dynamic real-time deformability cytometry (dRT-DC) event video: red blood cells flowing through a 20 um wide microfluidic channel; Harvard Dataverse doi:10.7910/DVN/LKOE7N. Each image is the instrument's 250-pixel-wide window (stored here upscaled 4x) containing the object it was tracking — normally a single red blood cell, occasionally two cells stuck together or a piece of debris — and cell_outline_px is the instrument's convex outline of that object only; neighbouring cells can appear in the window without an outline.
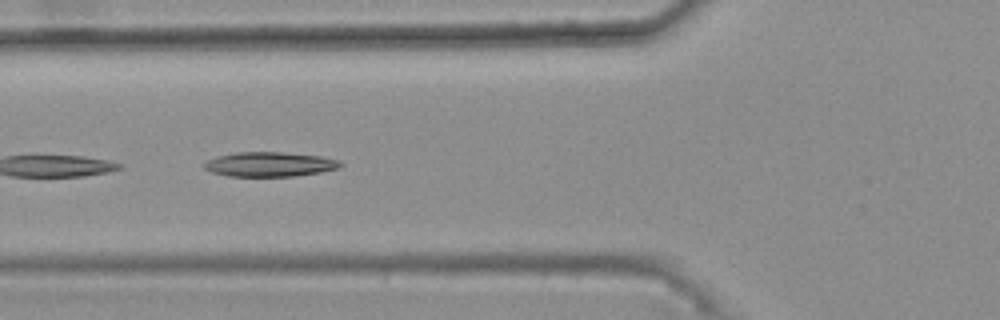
{"species": "common noctule bat (a hibernating species)", "species_latin": "Nyctalus noctula", "temperature_condition": "warm", "stored_images_in_passage": 6, "camera_frame_rate_fps": 3000, "um_per_image_px": 0.085, "animal": {"sex": "female", "body_mass_g": 25.1}, "frame": {"image": 1, "passage_image": 4, "time_ms": 1.0, "image_size_px": [1000, 320], "cell_outline_px": [[344, 164], [336, 168], [320, 172], [292, 176], [228, 176], [212, 172], [204, 168], [204, 164], [208, 160], [216, 156], [236, 152], [280, 152], [320, 156], [340, 160]], "centroid_in_image_um": [22.91, 13.96], "position_along_channel_um": 102.9, "area_um2": 19.36}}